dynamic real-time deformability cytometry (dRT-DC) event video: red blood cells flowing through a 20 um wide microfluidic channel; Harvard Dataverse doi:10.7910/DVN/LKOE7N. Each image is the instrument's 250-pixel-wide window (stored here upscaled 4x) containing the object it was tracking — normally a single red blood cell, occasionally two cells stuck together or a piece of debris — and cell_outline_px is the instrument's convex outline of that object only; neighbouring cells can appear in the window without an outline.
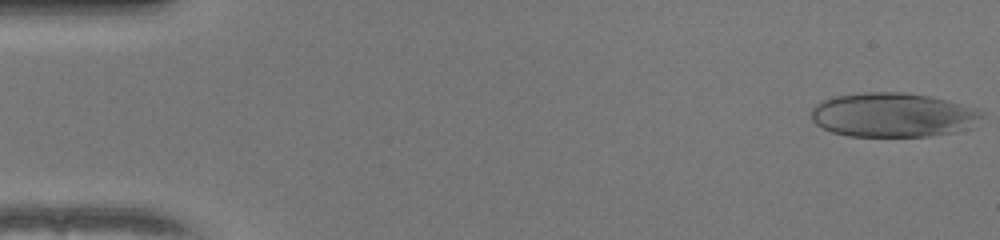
{"species": "human", "species_latin": "Homo sapiens", "temperature_condition": "warm", "stored_images_in_passage": 51, "camera_frame_rate_fps": 3000, "um_per_image_px": 0.085, "donor": {"sex": "female"}, "frame": {"image": 1, "passage_image": 1, "time_ms": 0.0, "image_size_px": [1000, 240], "cell_outline_px": [[984, 116], [972, 128], [956, 132], [932, 136], [848, 136], [832, 132], [816, 124], [812, 120], [812, 108], [816, 104], [832, 96], [864, 92], [904, 92], [928, 96], [976, 108], [984, 112]], "centroid_in_image_um": [75.92, 9.78], "position_along_channel_um": 9.1, "area_um2": 44.22}}
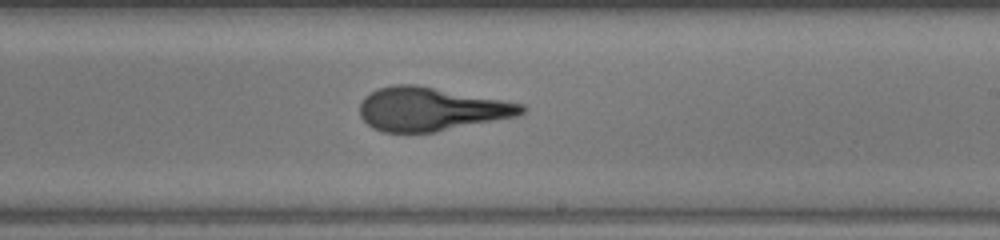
{"frame": {"image": 2, "passage_image": 30, "time_ms": 9.667, "image_size_px": [1000, 240], "cell_outline_px": [[524, 112], [516, 116], [436, 132], [384, 132], [372, 128], [360, 116], [360, 104], [364, 96], [380, 88], [396, 84], [416, 84], [524, 104]], "centroid_in_image_um": [36.6, 9.27], "position_along_channel_um": 252.4, "area_um2": 40.75}}
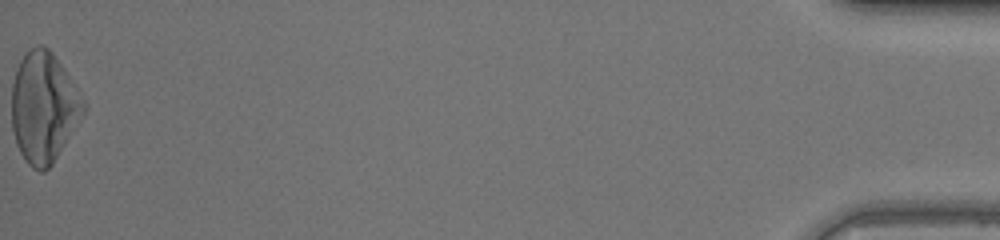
{"frame": {"image": 3, "passage_image": 51, "time_ms": 16.667, "image_size_px": [1000, 240], "cell_outline_px": [[84, 112], [52, 164], [44, 172], [40, 172], [32, 168], [24, 160], [16, 144], [12, 128], [12, 84], [16, 68], [20, 60], [28, 48], [36, 44], [44, 44], [52, 52], [64, 68], [84, 100]], "centroid_in_image_um": [3.68, 9.09], "position_along_channel_um": 431.5, "area_um2": 46.12}, "authors_computed_cell_mechanics": {"area_um2": 43.5812, "velocity_mm_per_s": 4.0766, "shape_relaxation_time_tau1_ms": 11.0331, "shape_relaxation_time_tau2_ms": 1.3835, "deformation_change_tau1": 0.3927, "deformation_change_tau2": 0.0996}}